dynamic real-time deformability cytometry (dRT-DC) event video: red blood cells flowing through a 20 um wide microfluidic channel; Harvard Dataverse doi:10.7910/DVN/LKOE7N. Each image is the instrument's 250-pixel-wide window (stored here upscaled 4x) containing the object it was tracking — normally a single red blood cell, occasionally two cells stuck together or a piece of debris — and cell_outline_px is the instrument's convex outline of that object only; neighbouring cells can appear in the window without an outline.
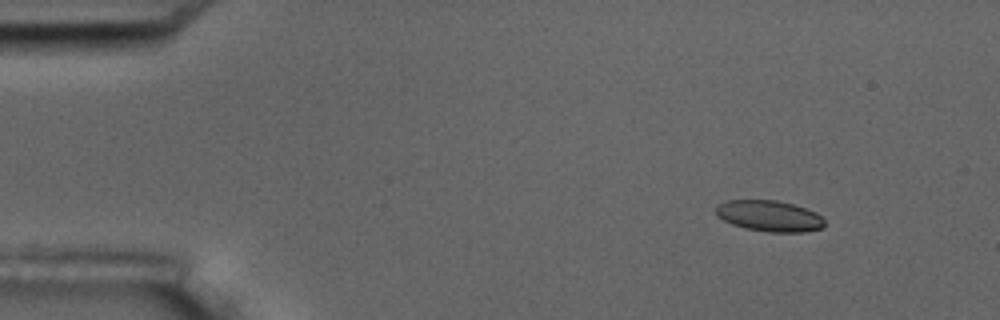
{"species": "common noctule bat (a hibernating species)", "species_latin": "Nyctalus noctula", "temperature_condition": "room temperature", "stored_images_in_passage": 4, "camera_frame_rate_fps": 3000, "um_per_image_px": 0.085, "animal": {"sex": "male", "body_mass_g": 17.5, "forearm_length_mm": 52.3}, "frame": {"image": 1, "passage_image": 1, "time_ms": 0.0, "image_size_px": [1000, 320], "cell_outline_px": [[824, 228], [804, 232], [768, 232], [748, 228], [732, 224], [716, 216], [716, 204], [728, 200], [776, 200], [792, 204], [816, 212], [824, 220]], "centroid_in_image_um": [65.39, 18.35], "position_along_channel_um": 19.6, "area_um2": 19.59}}
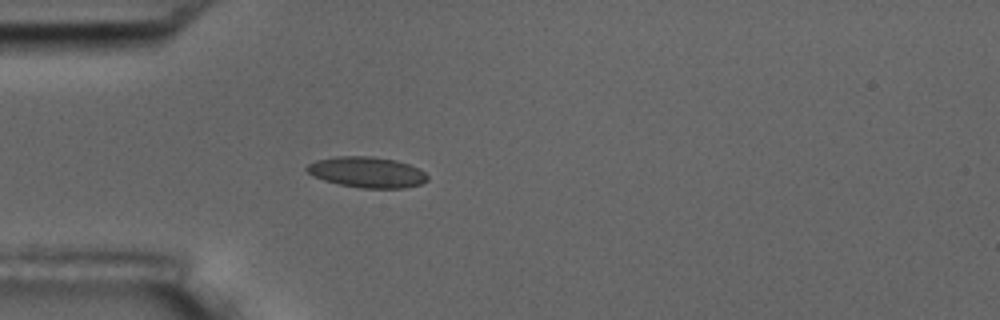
{"frame": {"image": 2, "passage_image": 4, "time_ms": 3.333, "image_size_px": [1000, 320], "cell_outline_px": [[428, 180], [420, 184], [404, 188], [360, 188], [340, 184], [324, 180], [312, 176], [304, 168], [308, 164], [316, 160], [336, 156], [372, 156], [396, 160], [420, 168], [428, 176]], "centroid_in_image_um": [31.19, 14.63], "position_along_channel_um": 53.8, "area_um2": 21.73}}